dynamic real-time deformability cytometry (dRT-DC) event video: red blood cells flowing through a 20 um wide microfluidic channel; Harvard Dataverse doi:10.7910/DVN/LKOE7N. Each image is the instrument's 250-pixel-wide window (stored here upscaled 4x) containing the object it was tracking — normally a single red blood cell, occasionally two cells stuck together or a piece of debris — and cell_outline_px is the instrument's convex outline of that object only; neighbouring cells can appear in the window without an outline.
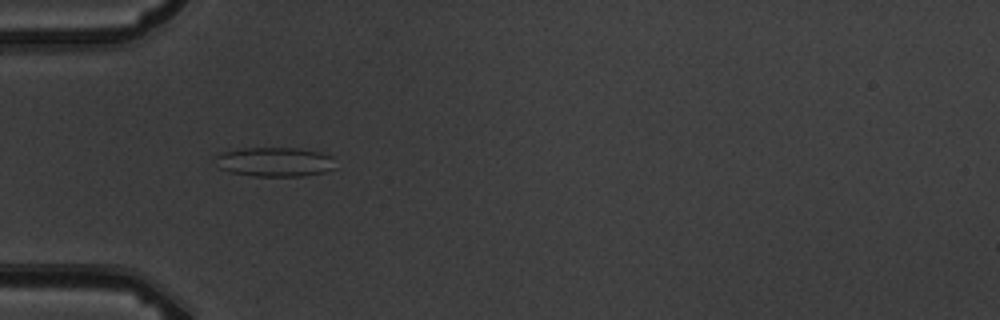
{"species": "common noctule bat (a hibernating species)", "species_latin": "Nyctalus noctula", "temperature_condition": "warm", "stored_images_in_passage": 8, "camera_frame_rate_fps": 3000, "um_per_image_px": 0.085, "animal": {"sex": "male", "body_mass_g": 19.5, "forearm_length_mm": 54.6}, "frame": {"image": 1, "passage_image": 3, "time_ms": 2.333, "image_size_px": [1000, 320], "cell_outline_px": [[336, 168], [324, 172], [304, 176], [252, 176], [232, 172], [220, 168], [216, 156], [220, 152], [240, 148], [300, 148], [320, 152], [332, 156]], "centroid_in_image_um": [23.39, 13.75], "position_along_channel_um": 61.6, "area_um2": 20.58}}
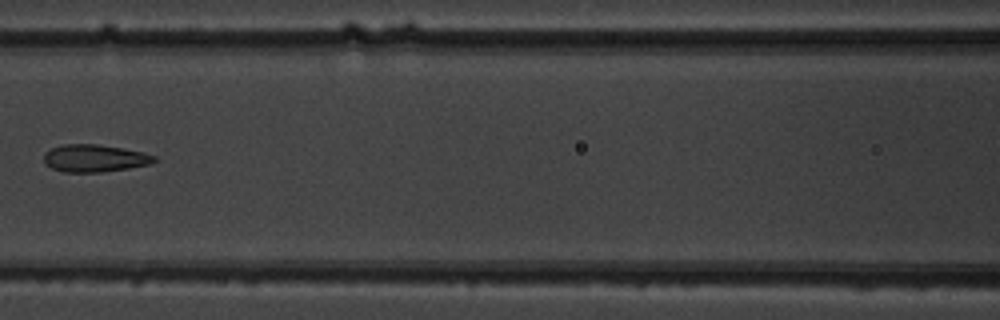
{"frame": {"image": 2, "passage_image": 5, "time_ms": 5.0, "image_size_px": [1000, 320], "cell_outline_px": [[156, 160], [152, 164], [128, 168], [100, 172], [64, 172], [52, 168], [44, 164], [44, 152], [60, 144], [96, 144], [124, 148], [144, 152], [156, 156]], "centroid_in_image_um": [8.04, 13.44], "position_along_channel_um": 158.6, "area_um2": 17.8}}
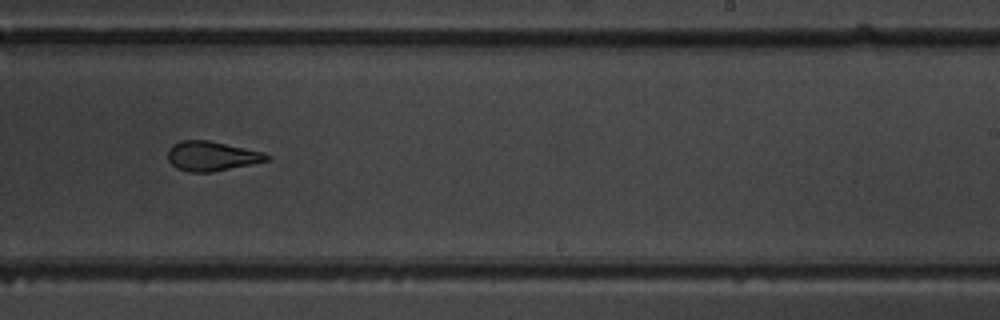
{"frame": {"image": 3, "passage_image": 8, "time_ms": 8.0, "image_size_px": [1000, 320], "cell_outline_px": [[272, 160], [212, 172], [188, 172], [176, 168], [168, 160], [168, 148], [172, 144], [180, 140], [208, 140], [264, 152], [272, 156]], "centroid_in_image_um": [18.01, 13.27], "position_along_channel_um": 271.0, "area_um2": 17.28}}